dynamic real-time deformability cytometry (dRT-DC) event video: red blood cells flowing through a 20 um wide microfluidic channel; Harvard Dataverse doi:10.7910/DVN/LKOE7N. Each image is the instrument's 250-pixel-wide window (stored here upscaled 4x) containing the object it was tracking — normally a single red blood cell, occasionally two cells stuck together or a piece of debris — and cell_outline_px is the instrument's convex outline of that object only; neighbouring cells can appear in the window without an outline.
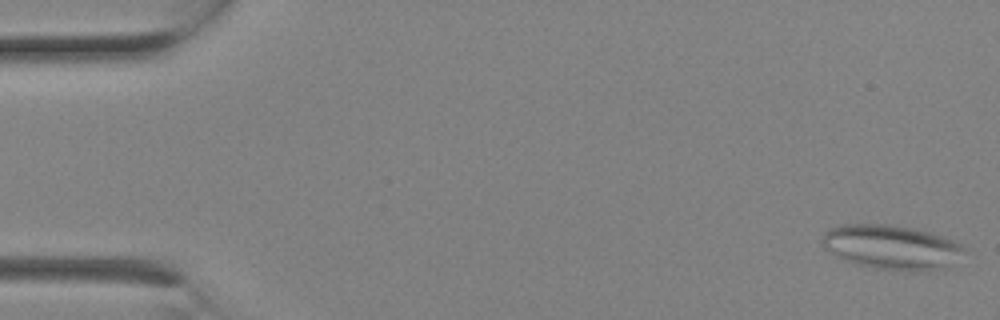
{"species": "Egyptian fruit bat (a non-hibernating species)", "species_latin": "Rousettus aegyptiacus", "temperature_condition": "room temperature", "stored_images_in_passage": 3, "camera_frame_rate_fps": 3000, "um_per_image_px": 0.085, "animal": {"sex": "female"}, "frame": {"image": 1, "passage_image": 3, "time_ms": 0.667, "image_size_px": [1000, 320], "cell_outline_px": [[964, 252], [952, 268], [924, 272], [892, 272], [856, 264], [844, 260], [836, 256], [824, 248], [820, 240], [824, 232], [828, 228], [840, 224], [888, 224], [916, 228], [932, 232], [944, 236], [960, 244], [964, 248]], "centroid_in_image_um": [75.82, 21.04], "position_along_channel_um": 9.2, "area_um2": 38.09}}